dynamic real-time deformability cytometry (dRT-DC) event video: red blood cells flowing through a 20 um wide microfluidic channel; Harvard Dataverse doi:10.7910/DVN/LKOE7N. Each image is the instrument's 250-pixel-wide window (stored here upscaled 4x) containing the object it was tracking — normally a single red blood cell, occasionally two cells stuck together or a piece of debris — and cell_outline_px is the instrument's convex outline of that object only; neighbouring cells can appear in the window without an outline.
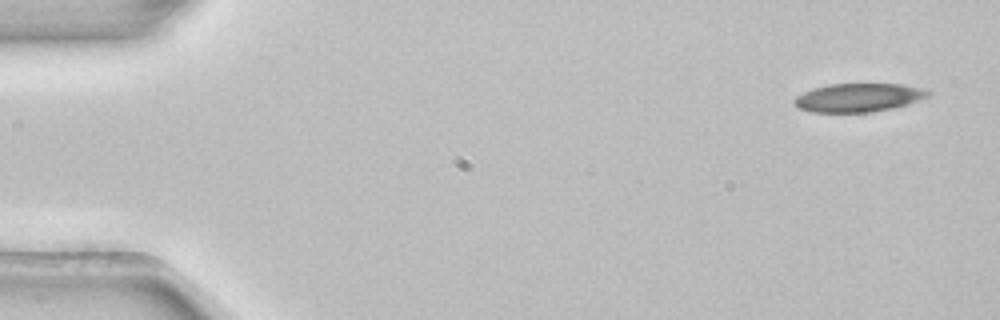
{"species": "common noctule bat (a hibernating species)", "species_latin": "Nyctalus noctula", "temperature_condition": "room temperature", "stored_images_in_passage": 4, "camera_frame_rate_fps": 3000, "um_per_image_px": 0.085, "animal": {"sex": "female", "body_mass_g": 22.7, "forearm_length_mm": 54.2}, "frame": {"image": 1, "passage_image": 1, "time_ms": 0.0, "image_size_px": [1000, 320], "cell_outline_px": [[932, 92], [928, 96], [908, 104], [892, 108], [872, 112], [812, 112], [800, 108], [792, 104], [792, 100], [796, 96], [804, 92], [828, 84], [904, 84], [920, 88]], "centroid_in_image_um": [72.95, 8.3], "position_along_channel_um": 12.0, "area_um2": 22.14}}
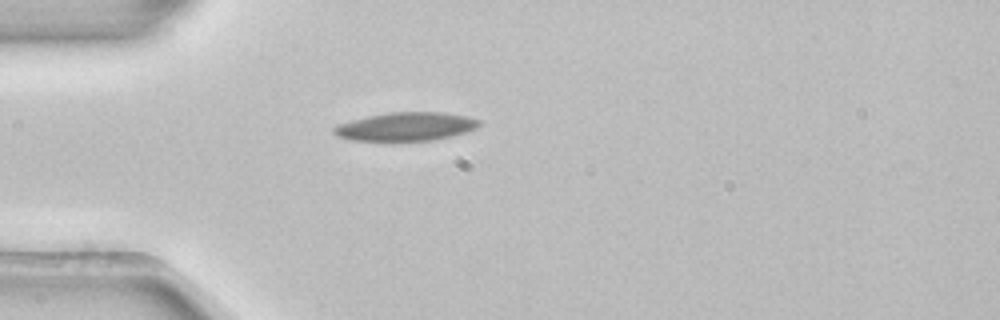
{"frame": {"image": 2, "passage_image": 3, "time_ms": 0.667, "image_size_px": [1000, 320], "cell_outline_px": [[480, 124], [476, 128], [452, 136], [432, 140], [352, 140], [336, 136], [332, 132], [332, 128], [336, 124], [368, 116], [388, 112], [444, 112], [468, 116], [480, 120]], "centroid_in_image_um": [34.48, 10.74], "position_along_channel_um": 50.5, "area_um2": 24.04}}